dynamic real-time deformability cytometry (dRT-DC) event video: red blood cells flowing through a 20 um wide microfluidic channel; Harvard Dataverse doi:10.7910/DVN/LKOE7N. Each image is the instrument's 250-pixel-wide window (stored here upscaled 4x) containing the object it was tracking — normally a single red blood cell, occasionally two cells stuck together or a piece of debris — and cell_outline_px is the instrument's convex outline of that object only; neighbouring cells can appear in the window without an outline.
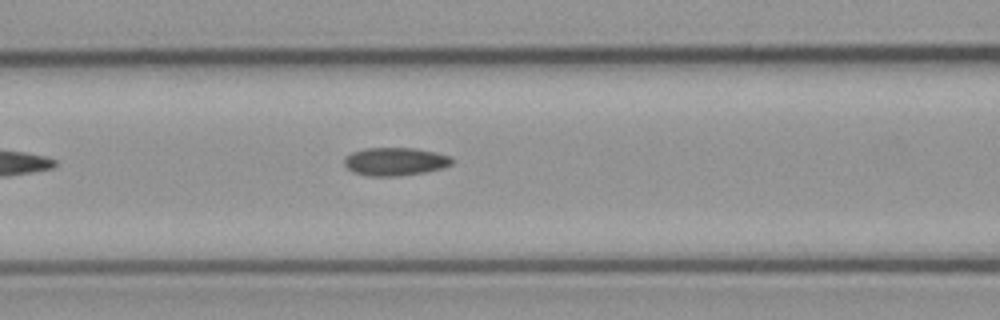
{"species": "common noctule bat (a hibernating species)", "species_latin": "Nyctalus noctula", "temperature_condition": "cold", "stored_images_in_passage": 6, "camera_frame_rate_fps": 3000, "um_per_image_px": 0.085, "animal": {"sex": "male", "body_mass_g": 23.1, "forearm_length_mm": 52.7}, "frame": {"image": 1, "passage_image": 6, "time_ms": 6.0, "image_size_px": [1000, 320], "cell_outline_px": [[452, 164], [440, 168], [424, 172], [396, 176], [368, 176], [352, 172], [344, 164], [344, 156], [352, 152], [364, 148], [416, 148], [436, 152], [448, 156], [452, 160]], "centroid_in_image_um": [33.53, 13.72], "position_along_channel_um": 133.1, "area_um2": 17.57}}